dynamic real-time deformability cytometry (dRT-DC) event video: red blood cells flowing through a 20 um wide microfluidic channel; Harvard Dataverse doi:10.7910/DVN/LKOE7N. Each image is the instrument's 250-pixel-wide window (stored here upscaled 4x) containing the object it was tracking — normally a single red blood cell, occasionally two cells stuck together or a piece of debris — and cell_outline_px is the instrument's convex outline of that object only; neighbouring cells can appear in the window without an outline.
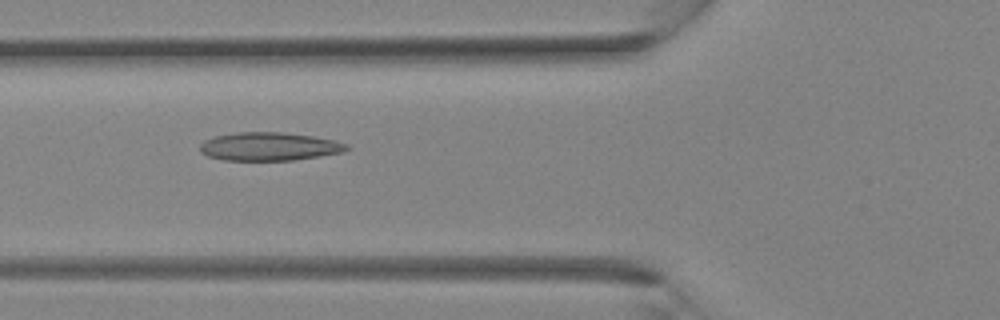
{"species": "Egyptian fruit bat (a non-hibernating species)", "species_latin": "Rousettus aegyptiacus", "temperature_condition": "room temperature", "stored_images_in_passage": 35, "camera_frame_rate_fps": 3000, "um_per_image_px": 0.085, "animal": {"sex": "female"}, "frame": {"image": 1, "passage_image": 13, "time_ms": 4.0, "image_size_px": [1000, 320], "cell_outline_px": [[348, 148], [340, 152], [292, 160], [224, 160], [208, 156], [200, 152], [200, 144], [204, 140], [216, 136], [236, 132], [280, 132], [312, 136], [336, 140], [348, 144]], "centroid_in_image_um": [22.84, 12.44], "position_along_channel_um": 103.0, "area_um2": 23.93}}
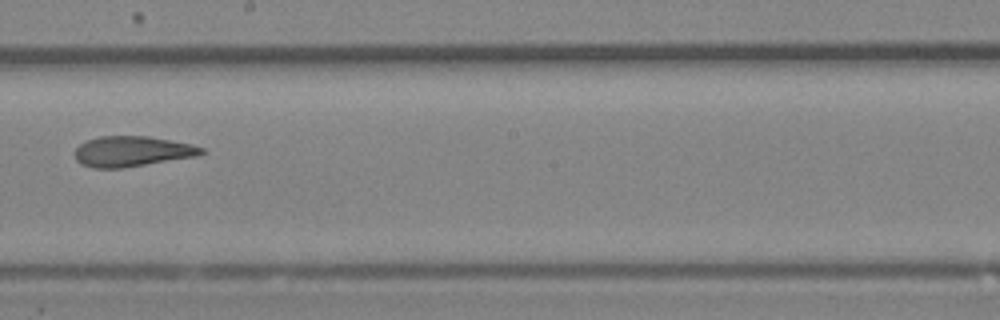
{"frame": {"image": 2, "passage_image": 20, "time_ms": 6.333, "image_size_px": [1000, 320], "cell_outline_px": [[204, 152], [196, 156], [124, 168], [92, 168], [80, 164], [76, 160], [76, 148], [80, 144], [88, 140], [100, 136], [148, 136], [192, 144], [204, 148]], "centroid_in_image_um": [11.21, 12.87], "position_along_channel_um": 237.0, "area_um2": 22.37}}
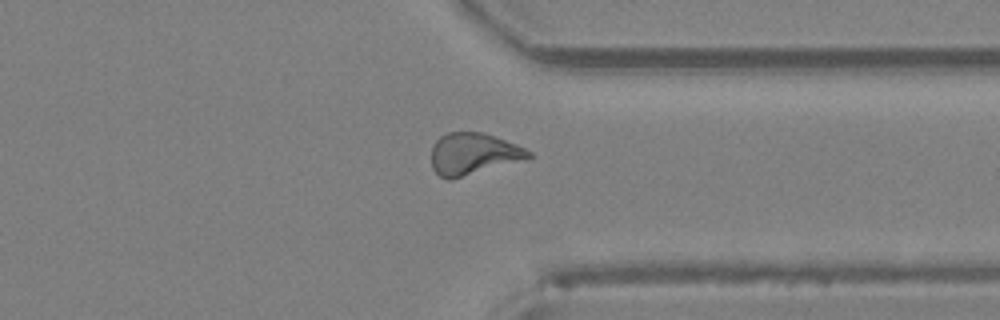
{"frame": {"image": 3, "passage_image": 27, "time_ms": 8.667, "image_size_px": [1000, 320], "cell_outline_px": [[532, 156], [452, 180], [448, 180], [440, 176], [432, 168], [432, 148], [436, 140], [440, 136], [448, 132], [484, 132], [516, 144], [532, 152]], "centroid_in_image_um": [40.17, 13.07], "position_along_channel_um": 371.2, "area_um2": 23.29}}